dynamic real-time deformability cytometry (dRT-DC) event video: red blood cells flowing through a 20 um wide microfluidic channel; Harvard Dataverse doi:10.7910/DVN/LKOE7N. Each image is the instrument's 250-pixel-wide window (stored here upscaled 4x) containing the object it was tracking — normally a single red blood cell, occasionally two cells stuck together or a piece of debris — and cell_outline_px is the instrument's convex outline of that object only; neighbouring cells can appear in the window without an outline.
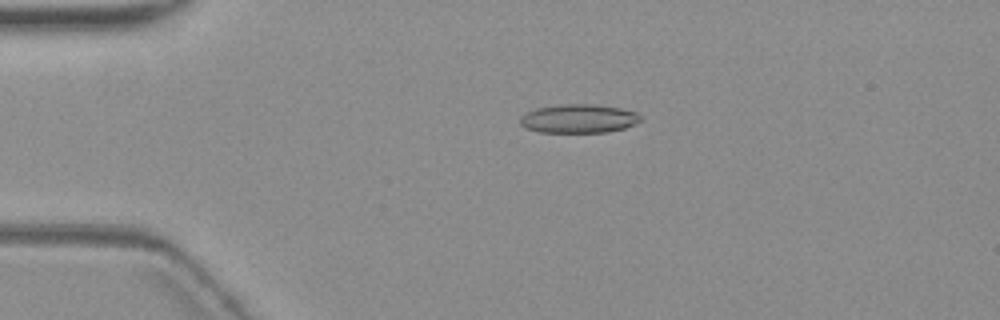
{"species": "common noctule bat (a hibernating species)", "species_latin": "Nyctalus noctula", "temperature_condition": "warm", "stored_images_in_passage": 5, "camera_frame_rate_fps": 3000, "um_per_image_px": 0.085, "animal": {"sex": "female", "body_mass_g": 19.3, "forearm_length_mm": 54.1}, "frame": {"image": 1, "passage_image": 3, "time_ms": 3.333, "image_size_px": [1000, 320], "cell_outline_px": [[640, 120], [624, 128], [608, 132], [540, 132], [524, 128], [520, 124], [520, 116], [536, 108], [564, 104], [592, 104], [620, 108], [636, 112], [640, 116]], "centroid_in_image_um": [49.15, 10.08], "position_along_channel_um": 35.9, "area_um2": 20.0}}
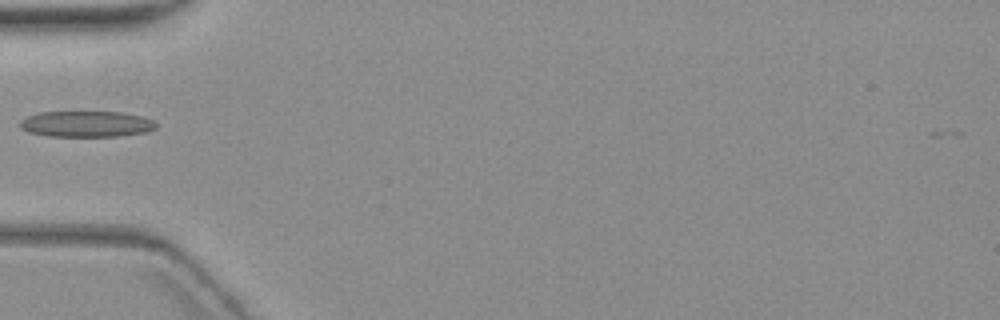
{"frame": {"image": 2, "passage_image": 5, "time_ms": 5.667, "image_size_px": [1000, 320], "cell_outline_px": [[156, 128], [148, 132], [120, 136], [48, 136], [28, 132], [20, 128], [20, 120], [28, 116], [40, 112], [124, 112], [144, 116], [152, 120], [156, 124]], "centroid_in_image_um": [7.37, 10.54], "position_along_channel_um": 77.6, "area_um2": 20.75}}